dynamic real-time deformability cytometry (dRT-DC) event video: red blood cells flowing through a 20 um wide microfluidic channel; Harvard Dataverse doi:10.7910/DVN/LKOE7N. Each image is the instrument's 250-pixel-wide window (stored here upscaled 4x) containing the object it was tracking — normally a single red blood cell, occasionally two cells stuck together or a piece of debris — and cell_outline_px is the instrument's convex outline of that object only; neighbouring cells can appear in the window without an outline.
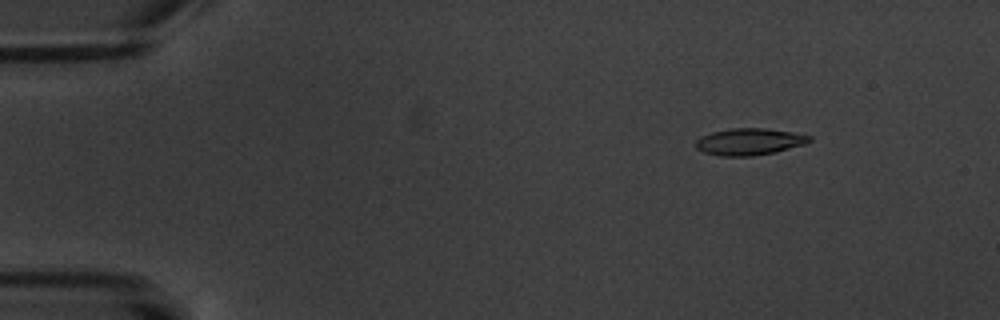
{"species": "common noctule bat (a hibernating species)", "species_latin": "Nyctalus noctula", "temperature_condition": "warm", "stored_images_in_passage": 6, "camera_frame_rate_fps": 3000, "um_per_image_px": 0.085, "animal": {"sex": "male", "body_mass_g": 20.1, "forearm_length_mm": 53.5}, "frame": {"image": 1, "passage_image": 3, "time_ms": 2.333, "image_size_px": [1000, 320], "cell_outline_px": [[812, 140], [804, 144], [772, 152], [752, 156], [720, 156], [704, 152], [696, 148], [696, 140], [700, 136], [712, 132], [732, 128], [768, 128], [792, 132], [812, 136]], "centroid_in_image_um": [63.67, 12.03], "position_along_channel_um": 21.3, "area_um2": 17.63}}
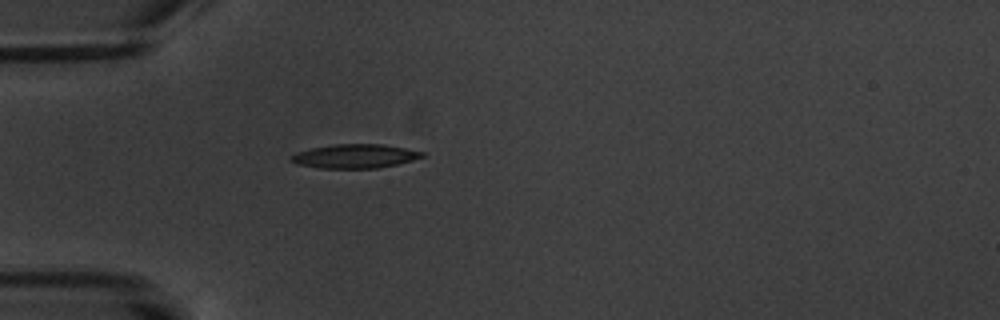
{"frame": {"image": 2, "passage_image": 6, "time_ms": 5.667, "image_size_px": [1000, 320], "cell_outline_px": [[424, 156], [412, 160], [396, 164], [376, 168], [320, 168], [296, 164], [288, 160], [288, 156], [296, 152], [312, 148], [336, 144], [384, 144], [424, 152]], "centroid_in_image_um": [30.1, 13.27], "position_along_channel_um": 54.9, "area_um2": 18.26}}